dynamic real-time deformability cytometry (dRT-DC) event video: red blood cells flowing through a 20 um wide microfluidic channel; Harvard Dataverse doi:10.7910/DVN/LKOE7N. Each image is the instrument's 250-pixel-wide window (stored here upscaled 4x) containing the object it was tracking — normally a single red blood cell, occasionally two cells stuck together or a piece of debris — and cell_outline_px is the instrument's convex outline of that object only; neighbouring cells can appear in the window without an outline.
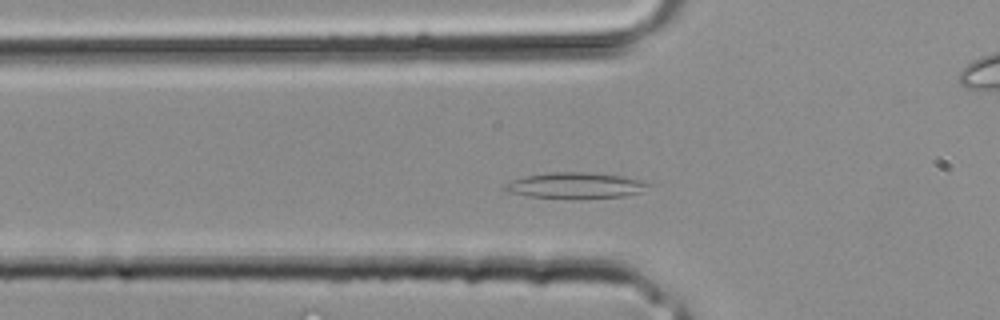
{"species": "common noctule bat (a hibernating species)", "species_latin": "Nyctalus noctula", "temperature_condition": "room temperature", "stored_images_in_passage": 9, "camera_frame_rate_fps": 3000, "um_per_image_px": 0.085, "animal": {"sex": "male", "body_mass_g": 20.4}, "frame": {"image": 1, "passage_image": 6, "time_ms": 1.667, "image_size_px": [1000, 320], "cell_outline_px": [[652, 184], [644, 192], [624, 196], [572, 200], [528, 196], [508, 192], [504, 188], [504, 184], [512, 180], [524, 176], [548, 172], [584, 172], [620, 176], [644, 180]], "centroid_in_image_um": [48.94, 15.79], "position_along_channel_um": 76.9, "area_um2": 22.25}}
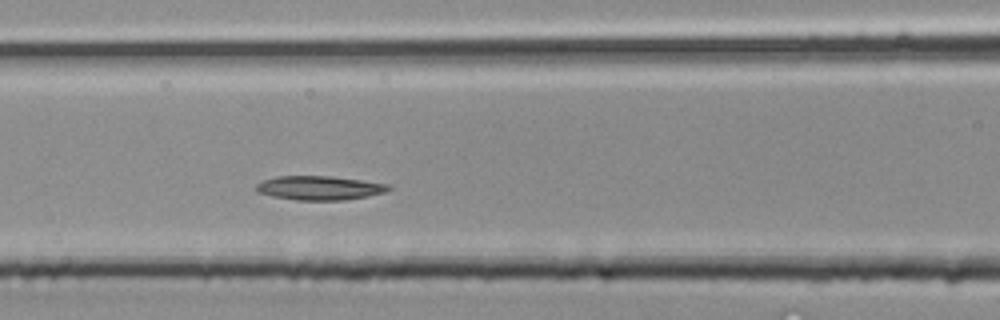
{"frame": {"image": 2, "passage_image": 9, "time_ms": 2.667, "image_size_px": [1000, 320], "cell_outline_px": [[392, 188], [388, 192], [368, 196], [344, 200], [296, 200], [272, 196], [256, 192], [256, 184], [264, 180], [276, 176], [332, 176], [388, 184]], "centroid_in_image_um": [27.16, 15.97], "position_along_channel_um": 139.4, "area_um2": 18.61}}